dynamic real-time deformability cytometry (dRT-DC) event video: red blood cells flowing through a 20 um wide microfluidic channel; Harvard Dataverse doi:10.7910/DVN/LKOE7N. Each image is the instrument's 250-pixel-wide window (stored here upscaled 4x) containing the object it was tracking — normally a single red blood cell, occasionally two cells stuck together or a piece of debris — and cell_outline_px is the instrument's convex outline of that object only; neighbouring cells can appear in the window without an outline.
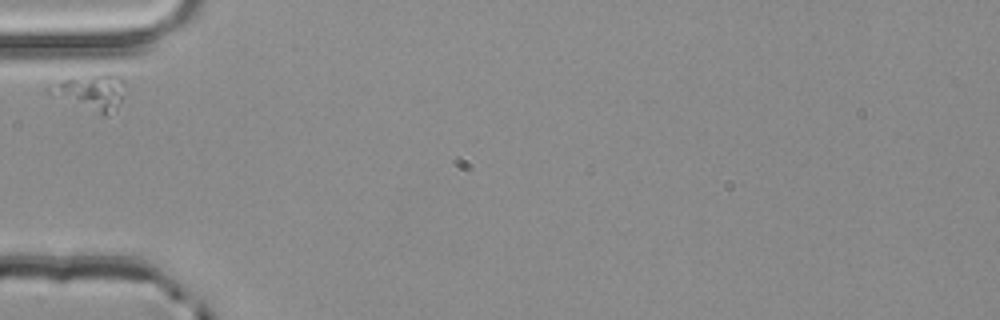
{"species": "common noctule bat (a hibernating species)", "species_latin": "Nyctalus noctula", "temperature_condition": "room temperature", "stored_images_in_passage": 2, "camera_frame_rate_fps": 3000, "um_per_image_px": 0.085, "animal": {"sex": "male", "body_mass_g": 20.4}, "frame": {"image": 1, "passage_image": 1, "time_ms": 0.0, "image_size_px": [1000, 320], "cell_outline_px": [[128, 88], [124, 96], [116, 108], [108, 116], [104, 116], [44, 92], [44, 88], [64, 80], [104, 72], [120, 72]], "centroid_in_image_um": [7.84, 7.79], "position_along_channel_um": 77.2, "area_um2": 16.42}}